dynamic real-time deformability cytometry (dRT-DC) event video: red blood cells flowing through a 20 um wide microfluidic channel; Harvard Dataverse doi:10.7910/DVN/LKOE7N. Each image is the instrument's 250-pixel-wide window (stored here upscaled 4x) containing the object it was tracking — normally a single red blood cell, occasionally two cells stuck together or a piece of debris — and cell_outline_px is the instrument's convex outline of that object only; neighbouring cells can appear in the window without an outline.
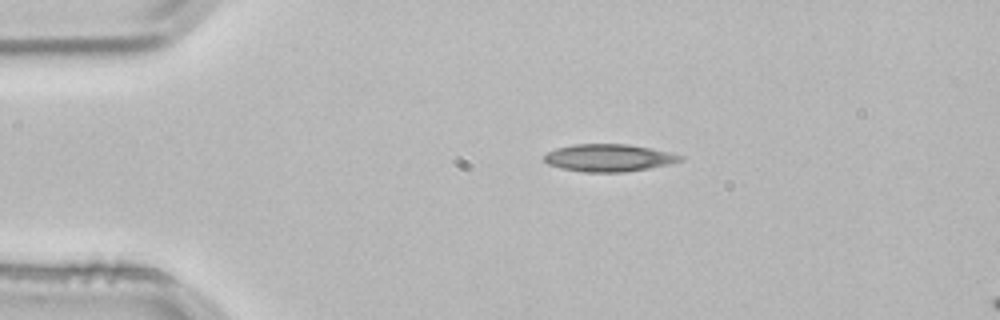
{"species": "common noctule bat (a hibernating species)", "species_latin": "Nyctalus noctula", "temperature_condition": "room temperature", "stored_images_in_passage": 3, "camera_frame_rate_fps": 3000, "um_per_image_px": 0.085, "animal": {"sex": "male", "body_mass_g": 21.5, "forearm_length_mm": 52.0}, "frame": {"image": 1, "passage_image": 1, "time_ms": 0.0, "image_size_px": [1000, 320], "cell_outline_px": [[684, 160], [672, 164], [624, 172], [588, 172], [560, 168], [548, 164], [544, 160], [544, 156], [548, 152], [556, 148], [572, 144], [628, 144], [672, 152], [684, 156]], "centroid_in_image_um": [51.79, 13.41], "position_along_channel_um": 33.2, "area_um2": 21.85}}